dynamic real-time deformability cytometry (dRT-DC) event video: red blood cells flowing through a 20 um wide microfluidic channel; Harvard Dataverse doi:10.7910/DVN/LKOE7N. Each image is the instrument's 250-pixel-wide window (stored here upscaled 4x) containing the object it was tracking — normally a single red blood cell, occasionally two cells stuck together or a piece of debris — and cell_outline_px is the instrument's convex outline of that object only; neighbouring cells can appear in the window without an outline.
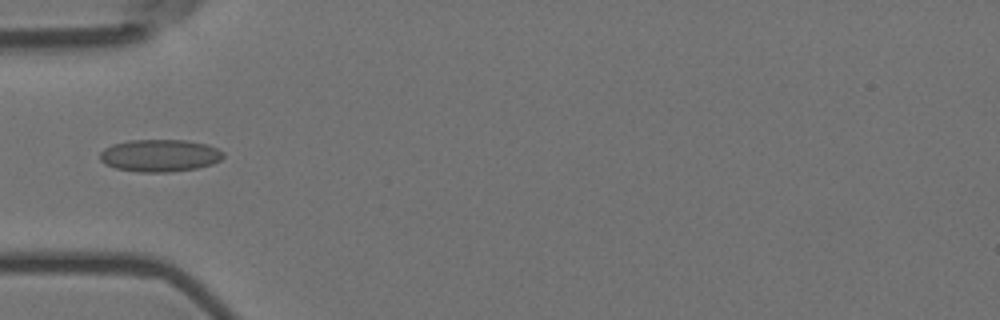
{"species": "Egyptian fruit bat (a non-hibernating species)", "species_latin": "Rousettus aegyptiacus", "temperature_condition": "room temperature", "stored_images_in_passage": 8, "camera_frame_rate_fps": 3000, "um_per_image_px": 0.085, "animal": {"sex": "female"}, "frame": {"image": 1, "passage_image": 5, "time_ms": 1.333, "image_size_px": [1000, 320], "cell_outline_px": [[224, 156], [220, 160], [212, 164], [196, 168], [168, 172], [136, 172], [116, 168], [104, 164], [100, 160], [100, 152], [104, 148], [112, 144], [128, 140], [184, 140], [208, 144], [224, 152]], "centroid_in_image_um": [13.56, 13.22], "position_along_channel_um": 71.4, "area_um2": 23.35}}
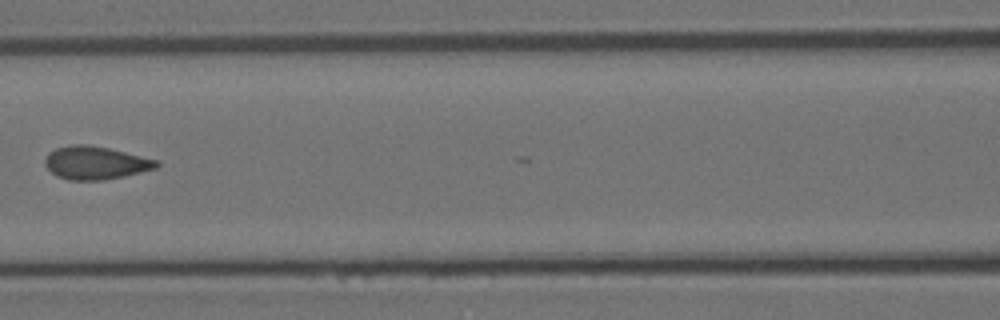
{"frame": {"image": 2, "passage_image": 7, "time_ms": 2.0, "image_size_px": [1000, 320], "cell_outline_px": [[160, 164], [156, 168], [124, 176], [104, 180], [68, 180], [56, 176], [44, 164], [44, 160], [48, 152], [56, 148], [72, 144], [88, 144], [108, 148], [156, 160]], "centroid_in_image_um": [8.07, 13.84], "position_along_channel_um": 158.5, "area_um2": 21.39}}
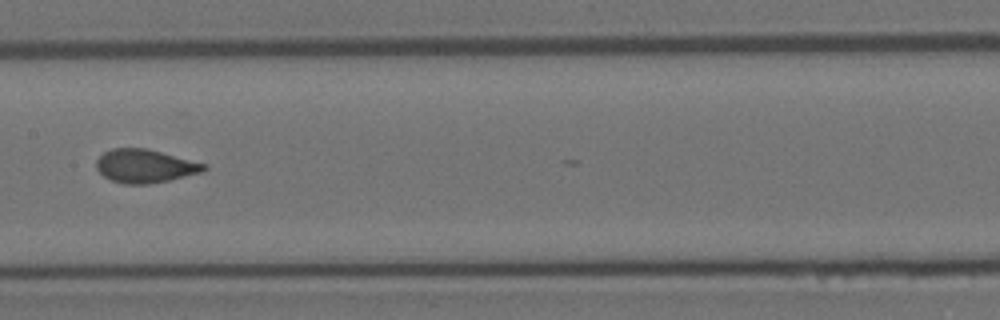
{"frame": {"image": 3, "passage_image": 8, "time_ms": 2.333, "image_size_px": [1000, 320], "cell_outline_px": [[208, 168], [204, 172], [168, 180], [148, 184], [124, 184], [112, 180], [104, 176], [96, 168], [96, 160], [104, 152], [112, 148], [148, 148], [208, 164]], "centroid_in_image_um": [12.36, 14.1], "position_along_channel_um": 195.0, "area_um2": 21.1}}